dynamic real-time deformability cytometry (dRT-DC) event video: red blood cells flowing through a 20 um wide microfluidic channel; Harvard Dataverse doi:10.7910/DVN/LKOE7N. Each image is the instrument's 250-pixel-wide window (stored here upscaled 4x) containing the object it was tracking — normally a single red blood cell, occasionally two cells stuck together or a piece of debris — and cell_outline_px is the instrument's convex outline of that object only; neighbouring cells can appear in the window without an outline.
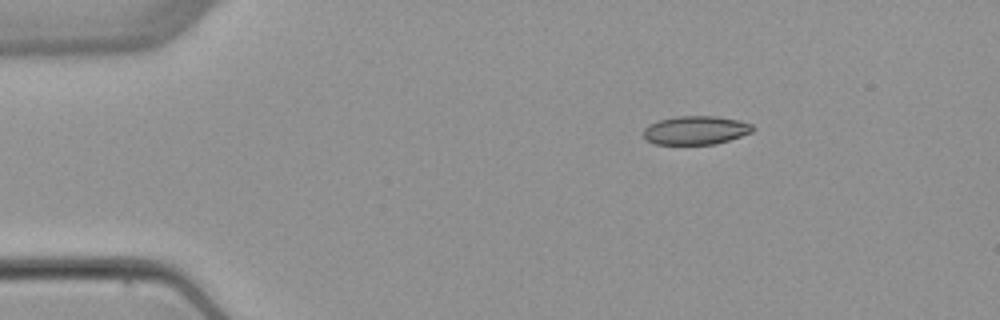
{"species": "common noctule bat (a hibernating species)", "species_latin": "Nyctalus noctula", "temperature_condition": "warm", "stored_images_in_passage": 4, "camera_frame_rate_fps": 3000, "um_per_image_px": 0.085, "animal": {"sex": "female", "body_mass_g": 22.7, "forearm_length_mm": 54.2}, "frame": {"image": 1, "passage_image": 2, "time_ms": 1.333, "image_size_px": [1000, 320], "cell_outline_px": [[756, 128], [752, 132], [716, 144], [656, 144], [648, 140], [644, 136], [644, 128], [648, 124], [660, 120], [676, 116], [716, 116], [740, 120], [752, 124]], "centroid_in_image_um": [59.16, 11.06], "position_along_channel_um": 25.8, "area_um2": 18.21}}
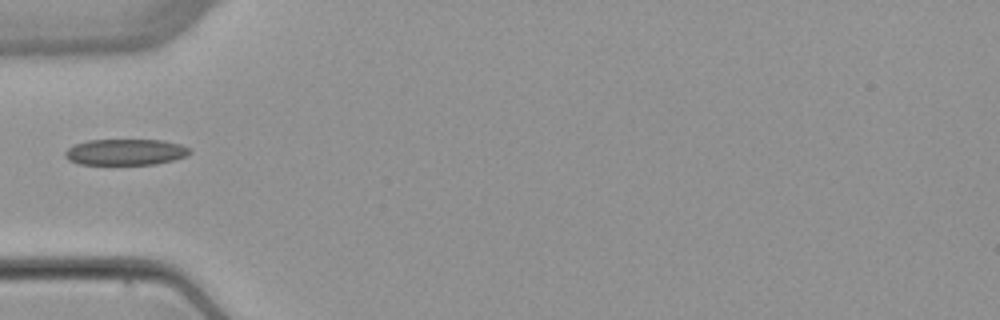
{"frame": {"image": 2, "passage_image": 4, "time_ms": 4.333, "image_size_px": [1000, 320], "cell_outline_px": [[192, 152], [184, 156], [172, 160], [156, 164], [80, 164], [68, 160], [64, 156], [64, 152], [68, 148], [76, 144], [88, 140], [164, 140], [180, 144], [188, 148]], "centroid_in_image_um": [10.64, 12.92], "position_along_channel_um": 74.4, "area_um2": 18.84}}